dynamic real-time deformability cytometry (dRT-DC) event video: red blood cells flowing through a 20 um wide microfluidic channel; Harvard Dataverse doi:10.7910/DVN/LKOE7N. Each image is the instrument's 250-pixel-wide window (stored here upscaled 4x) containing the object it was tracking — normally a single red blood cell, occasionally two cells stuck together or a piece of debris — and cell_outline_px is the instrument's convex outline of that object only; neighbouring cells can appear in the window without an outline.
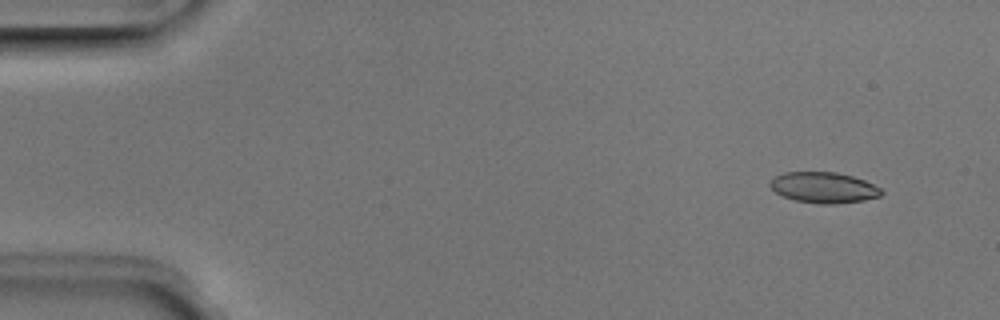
{"species": "Egyptian fruit bat (a non-hibernating species)", "species_latin": "Rousettus aegyptiacus", "temperature_condition": "room temperature", "stored_images_in_passage": 4, "camera_frame_rate_fps": 3000, "um_per_image_px": 0.085, "animal": {"sex": "male"}, "frame": {"image": 1, "passage_image": 1, "time_ms": 0.0, "image_size_px": [1000, 320], "cell_outline_px": [[884, 192], [880, 196], [864, 200], [836, 204], [820, 204], [796, 200], [784, 196], [776, 192], [768, 184], [776, 176], [784, 172], [836, 172], [852, 176], [864, 180], [880, 188]], "centroid_in_image_um": [70.03, 15.94], "position_along_channel_um": 15.0, "area_um2": 19.83}}